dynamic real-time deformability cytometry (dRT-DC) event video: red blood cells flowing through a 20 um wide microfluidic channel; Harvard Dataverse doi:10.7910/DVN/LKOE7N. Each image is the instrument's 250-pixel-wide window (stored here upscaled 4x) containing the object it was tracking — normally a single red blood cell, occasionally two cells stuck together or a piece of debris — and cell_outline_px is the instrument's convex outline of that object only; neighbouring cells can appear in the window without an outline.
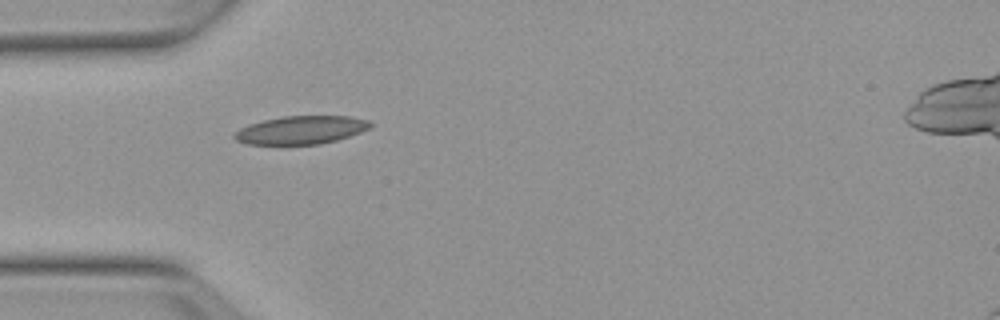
{"species": "Egyptian fruit bat (a non-hibernating species)", "species_latin": "Rousettus aegyptiacus", "temperature_condition": "warm", "stored_images_in_passage": 38, "camera_frame_rate_fps": 3000, "um_per_image_px": 0.085, "animal": {"sex": "female"}, "frame": {"image": 1, "passage_image": 1, "time_ms": 0.0, "image_size_px": [1000, 320], "cell_outline_px": [[372, 124], [368, 128], [360, 132], [336, 140], [320, 144], [248, 144], [236, 140], [232, 136], [240, 128], [248, 124], [264, 120], [284, 116], [352, 116], [368, 120]], "centroid_in_image_um": [25.57, 11.04], "position_along_channel_um": 59.4, "area_um2": 22.14}}
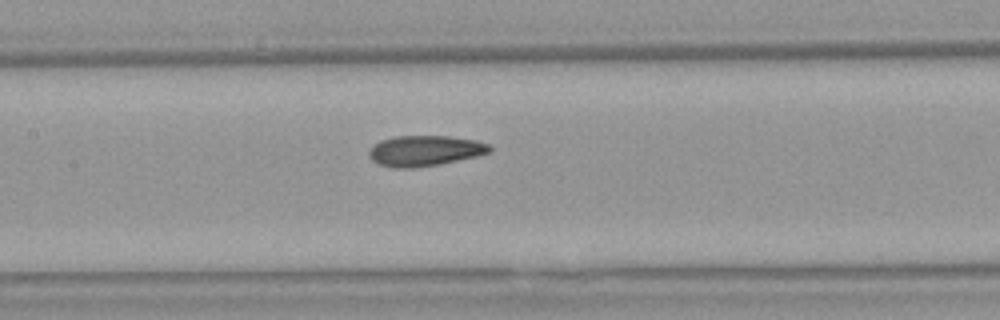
{"frame": {"image": 2, "passage_image": 10, "time_ms": 3.0, "image_size_px": [1000, 320], "cell_outline_px": [[492, 152], [476, 156], [440, 164], [416, 168], [392, 168], [380, 164], [372, 160], [368, 152], [380, 140], [396, 136], [448, 136], [476, 140], [488, 144], [492, 148]], "centroid_in_image_um": [36.13, 12.82], "position_along_channel_um": 171.3, "area_um2": 21.44}}
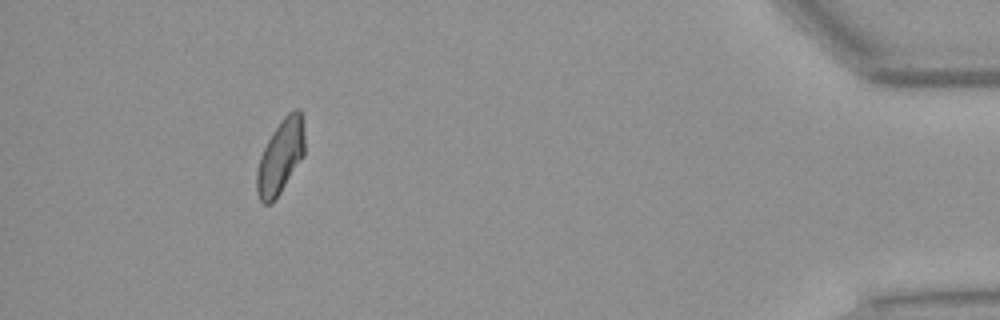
{"frame": {"image": 3, "passage_image": 34, "time_ms": 11.0, "image_size_px": [1000, 320], "cell_outline_px": [[304, 156], [272, 204], [264, 204], [260, 200], [256, 192], [256, 172], [260, 156], [272, 132], [284, 116], [288, 112], [296, 108], [300, 108], [304, 128]], "centroid_in_image_um": [23.84, 13.31], "position_along_channel_um": 411.4, "area_um2": 20.75}, "authors_computed_cell_mechanics": {"area_um2": 21.0103, "velocity_mm_per_s": 3.7953, "shape_relaxation_time_tau1_ms": null, "shape_relaxation_time_tau2_ms": 2.8327, "deformation_change_tau1": null, "deformation_change_tau2": 0.073}}